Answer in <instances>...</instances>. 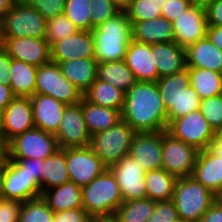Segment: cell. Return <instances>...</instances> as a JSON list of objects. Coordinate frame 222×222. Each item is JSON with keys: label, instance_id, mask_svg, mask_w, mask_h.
I'll return each mask as SVG.
<instances>
[{"label": "cell", "instance_id": "cell-1", "mask_svg": "<svg viewBox=\"0 0 222 222\" xmlns=\"http://www.w3.org/2000/svg\"><path fill=\"white\" fill-rule=\"evenodd\" d=\"M124 95L121 119L135 132L166 130L167 110L156 82L136 81Z\"/></svg>", "mask_w": 222, "mask_h": 222}, {"label": "cell", "instance_id": "cell-2", "mask_svg": "<svg viewBox=\"0 0 222 222\" xmlns=\"http://www.w3.org/2000/svg\"><path fill=\"white\" fill-rule=\"evenodd\" d=\"M98 63L124 60L132 40V25L125 11L92 29Z\"/></svg>", "mask_w": 222, "mask_h": 222}, {"label": "cell", "instance_id": "cell-3", "mask_svg": "<svg viewBox=\"0 0 222 222\" xmlns=\"http://www.w3.org/2000/svg\"><path fill=\"white\" fill-rule=\"evenodd\" d=\"M83 208L95 219H112L123 203L114 174L107 168L81 188Z\"/></svg>", "mask_w": 222, "mask_h": 222}, {"label": "cell", "instance_id": "cell-4", "mask_svg": "<svg viewBox=\"0 0 222 222\" xmlns=\"http://www.w3.org/2000/svg\"><path fill=\"white\" fill-rule=\"evenodd\" d=\"M162 102L167 110V121L187 115L200 109L201 99L190 85L188 68L157 81Z\"/></svg>", "mask_w": 222, "mask_h": 222}, {"label": "cell", "instance_id": "cell-5", "mask_svg": "<svg viewBox=\"0 0 222 222\" xmlns=\"http://www.w3.org/2000/svg\"><path fill=\"white\" fill-rule=\"evenodd\" d=\"M218 198L194 177L186 176L177 179L172 201L179 219L184 222H199Z\"/></svg>", "mask_w": 222, "mask_h": 222}, {"label": "cell", "instance_id": "cell-6", "mask_svg": "<svg viewBox=\"0 0 222 222\" xmlns=\"http://www.w3.org/2000/svg\"><path fill=\"white\" fill-rule=\"evenodd\" d=\"M136 132L121 119L110 128L91 136L90 147L109 168L112 164L129 155Z\"/></svg>", "mask_w": 222, "mask_h": 222}, {"label": "cell", "instance_id": "cell-7", "mask_svg": "<svg viewBox=\"0 0 222 222\" xmlns=\"http://www.w3.org/2000/svg\"><path fill=\"white\" fill-rule=\"evenodd\" d=\"M5 40L30 37L45 39L47 20L28 2L14 3L3 18Z\"/></svg>", "mask_w": 222, "mask_h": 222}, {"label": "cell", "instance_id": "cell-8", "mask_svg": "<svg viewBox=\"0 0 222 222\" xmlns=\"http://www.w3.org/2000/svg\"><path fill=\"white\" fill-rule=\"evenodd\" d=\"M35 94L51 96L66 105L79 103L83 98V92L71 83L62 74L59 65L52 61L38 67Z\"/></svg>", "mask_w": 222, "mask_h": 222}, {"label": "cell", "instance_id": "cell-9", "mask_svg": "<svg viewBox=\"0 0 222 222\" xmlns=\"http://www.w3.org/2000/svg\"><path fill=\"white\" fill-rule=\"evenodd\" d=\"M8 159L45 160L59 149L55 135L33 127L7 143Z\"/></svg>", "mask_w": 222, "mask_h": 222}, {"label": "cell", "instance_id": "cell-10", "mask_svg": "<svg viewBox=\"0 0 222 222\" xmlns=\"http://www.w3.org/2000/svg\"><path fill=\"white\" fill-rule=\"evenodd\" d=\"M166 132L172 137L196 147L199 151L207 149L216 133L200 109L171 120L167 125Z\"/></svg>", "mask_w": 222, "mask_h": 222}, {"label": "cell", "instance_id": "cell-11", "mask_svg": "<svg viewBox=\"0 0 222 222\" xmlns=\"http://www.w3.org/2000/svg\"><path fill=\"white\" fill-rule=\"evenodd\" d=\"M199 150L162 131V168L177 178L192 176Z\"/></svg>", "mask_w": 222, "mask_h": 222}, {"label": "cell", "instance_id": "cell-12", "mask_svg": "<svg viewBox=\"0 0 222 222\" xmlns=\"http://www.w3.org/2000/svg\"><path fill=\"white\" fill-rule=\"evenodd\" d=\"M66 164L70 181L81 188L108 168L90 146L66 148Z\"/></svg>", "mask_w": 222, "mask_h": 222}, {"label": "cell", "instance_id": "cell-13", "mask_svg": "<svg viewBox=\"0 0 222 222\" xmlns=\"http://www.w3.org/2000/svg\"><path fill=\"white\" fill-rule=\"evenodd\" d=\"M109 169L116 178L123 202L147 198L146 171L130 155L124 156Z\"/></svg>", "mask_w": 222, "mask_h": 222}, {"label": "cell", "instance_id": "cell-14", "mask_svg": "<svg viewBox=\"0 0 222 222\" xmlns=\"http://www.w3.org/2000/svg\"><path fill=\"white\" fill-rule=\"evenodd\" d=\"M54 135L59 148L90 146L91 135L84 121L81 102L66 106Z\"/></svg>", "mask_w": 222, "mask_h": 222}, {"label": "cell", "instance_id": "cell-15", "mask_svg": "<svg viewBox=\"0 0 222 222\" xmlns=\"http://www.w3.org/2000/svg\"><path fill=\"white\" fill-rule=\"evenodd\" d=\"M42 197L40 185L16 161L7 158L2 198L25 202Z\"/></svg>", "mask_w": 222, "mask_h": 222}, {"label": "cell", "instance_id": "cell-16", "mask_svg": "<svg viewBox=\"0 0 222 222\" xmlns=\"http://www.w3.org/2000/svg\"><path fill=\"white\" fill-rule=\"evenodd\" d=\"M207 28L206 8L191 6L173 21L174 42L186 49L206 37Z\"/></svg>", "mask_w": 222, "mask_h": 222}, {"label": "cell", "instance_id": "cell-17", "mask_svg": "<svg viewBox=\"0 0 222 222\" xmlns=\"http://www.w3.org/2000/svg\"><path fill=\"white\" fill-rule=\"evenodd\" d=\"M129 155L148 172L162 168V131L136 132Z\"/></svg>", "mask_w": 222, "mask_h": 222}, {"label": "cell", "instance_id": "cell-18", "mask_svg": "<svg viewBox=\"0 0 222 222\" xmlns=\"http://www.w3.org/2000/svg\"><path fill=\"white\" fill-rule=\"evenodd\" d=\"M3 48L11 58L36 67L51 61L50 45L46 39L7 38Z\"/></svg>", "mask_w": 222, "mask_h": 222}, {"label": "cell", "instance_id": "cell-19", "mask_svg": "<svg viewBox=\"0 0 222 222\" xmlns=\"http://www.w3.org/2000/svg\"><path fill=\"white\" fill-rule=\"evenodd\" d=\"M51 61L59 64L72 59L95 58L91 31H81L55 42L51 47Z\"/></svg>", "mask_w": 222, "mask_h": 222}, {"label": "cell", "instance_id": "cell-20", "mask_svg": "<svg viewBox=\"0 0 222 222\" xmlns=\"http://www.w3.org/2000/svg\"><path fill=\"white\" fill-rule=\"evenodd\" d=\"M3 126L7 143L16 135L35 127L30 97L15 96L3 110Z\"/></svg>", "mask_w": 222, "mask_h": 222}, {"label": "cell", "instance_id": "cell-21", "mask_svg": "<svg viewBox=\"0 0 222 222\" xmlns=\"http://www.w3.org/2000/svg\"><path fill=\"white\" fill-rule=\"evenodd\" d=\"M124 61L133 72L136 81L156 82L159 79L150 44L132 39L127 47Z\"/></svg>", "mask_w": 222, "mask_h": 222}, {"label": "cell", "instance_id": "cell-22", "mask_svg": "<svg viewBox=\"0 0 222 222\" xmlns=\"http://www.w3.org/2000/svg\"><path fill=\"white\" fill-rule=\"evenodd\" d=\"M33 108V122L35 127L55 134L62 120L66 104L55 98L43 94L30 97Z\"/></svg>", "mask_w": 222, "mask_h": 222}, {"label": "cell", "instance_id": "cell-23", "mask_svg": "<svg viewBox=\"0 0 222 222\" xmlns=\"http://www.w3.org/2000/svg\"><path fill=\"white\" fill-rule=\"evenodd\" d=\"M192 177L216 196L222 197V157L211 154L207 149L200 150Z\"/></svg>", "mask_w": 222, "mask_h": 222}, {"label": "cell", "instance_id": "cell-24", "mask_svg": "<svg viewBox=\"0 0 222 222\" xmlns=\"http://www.w3.org/2000/svg\"><path fill=\"white\" fill-rule=\"evenodd\" d=\"M159 78L187 68L186 50L175 42L150 44Z\"/></svg>", "mask_w": 222, "mask_h": 222}, {"label": "cell", "instance_id": "cell-25", "mask_svg": "<svg viewBox=\"0 0 222 222\" xmlns=\"http://www.w3.org/2000/svg\"><path fill=\"white\" fill-rule=\"evenodd\" d=\"M185 50L187 68H203L222 73V51L207 36Z\"/></svg>", "mask_w": 222, "mask_h": 222}, {"label": "cell", "instance_id": "cell-26", "mask_svg": "<svg viewBox=\"0 0 222 222\" xmlns=\"http://www.w3.org/2000/svg\"><path fill=\"white\" fill-rule=\"evenodd\" d=\"M132 39L145 44L174 42L173 22L162 16L134 22L132 24Z\"/></svg>", "mask_w": 222, "mask_h": 222}, {"label": "cell", "instance_id": "cell-27", "mask_svg": "<svg viewBox=\"0 0 222 222\" xmlns=\"http://www.w3.org/2000/svg\"><path fill=\"white\" fill-rule=\"evenodd\" d=\"M42 199L54 213L83 208L81 187L72 181L45 190Z\"/></svg>", "mask_w": 222, "mask_h": 222}, {"label": "cell", "instance_id": "cell-28", "mask_svg": "<svg viewBox=\"0 0 222 222\" xmlns=\"http://www.w3.org/2000/svg\"><path fill=\"white\" fill-rule=\"evenodd\" d=\"M98 61L95 58L72 59L60 62L62 74L83 93L96 80Z\"/></svg>", "mask_w": 222, "mask_h": 222}, {"label": "cell", "instance_id": "cell-29", "mask_svg": "<svg viewBox=\"0 0 222 222\" xmlns=\"http://www.w3.org/2000/svg\"><path fill=\"white\" fill-rule=\"evenodd\" d=\"M84 121L89 134L92 136L100 131L106 130L121 120V112L87 101L81 100Z\"/></svg>", "mask_w": 222, "mask_h": 222}, {"label": "cell", "instance_id": "cell-30", "mask_svg": "<svg viewBox=\"0 0 222 222\" xmlns=\"http://www.w3.org/2000/svg\"><path fill=\"white\" fill-rule=\"evenodd\" d=\"M38 67L11 58L10 88L15 96L31 97L35 94Z\"/></svg>", "mask_w": 222, "mask_h": 222}, {"label": "cell", "instance_id": "cell-31", "mask_svg": "<svg viewBox=\"0 0 222 222\" xmlns=\"http://www.w3.org/2000/svg\"><path fill=\"white\" fill-rule=\"evenodd\" d=\"M70 181L67 164L66 148H59L44 160L41 176V191L65 184Z\"/></svg>", "mask_w": 222, "mask_h": 222}, {"label": "cell", "instance_id": "cell-32", "mask_svg": "<svg viewBox=\"0 0 222 222\" xmlns=\"http://www.w3.org/2000/svg\"><path fill=\"white\" fill-rule=\"evenodd\" d=\"M96 79L110 83L124 93L136 83L133 72L124 60L98 63Z\"/></svg>", "mask_w": 222, "mask_h": 222}, {"label": "cell", "instance_id": "cell-33", "mask_svg": "<svg viewBox=\"0 0 222 222\" xmlns=\"http://www.w3.org/2000/svg\"><path fill=\"white\" fill-rule=\"evenodd\" d=\"M124 96L122 90L98 79L83 93V97L87 101L95 105L116 109L120 112L123 109Z\"/></svg>", "mask_w": 222, "mask_h": 222}, {"label": "cell", "instance_id": "cell-34", "mask_svg": "<svg viewBox=\"0 0 222 222\" xmlns=\"http://www.w3.org/2000/svg\"><path fill=\"white\" fill-rule=\"evenodd\" d=\"M177 179L163 168L146 172L147 198L154 201L171 200Z\"/></svg>", "mask_w": 222, "mask_h": 222}, {"label": "cell", "instance_id": "cell-35", "mask_svg": "<svg viewBox=\"0 0 222 222\" xmlns=\"http://www.w3.org/2000/svg\"><path fill=\"white\" fill-rule=\"evenodd\" d=\"M190 85L200 99L222 94V73L203 68H188Z\"/></svg>", "mask_w": 222, "mask_h": 222}, {"label": "cell", "instance_id": "cell-36", "mask_svg": "<svg viewBox=\"0 0 222 222\" xmlns=\"http://www.w3.org/2000/svg\"><path fill=\"white\" fill-rule=\"evenodd\" d=\"M156 201L150 198L123 202L112 220L115 222H147L153 214Z\"/></svg>", "mask_w": 222, "mask_h": 222}, {"label": "cell", "instance_id": "cell-37", "mask_svg": "<svg viewBox=\"0 0 222 222\" xmlns=\"http://www.w3.org/2000/svg\"><path fill=\"white\" fill-rule=\"evenodd\" d=\"M18 222H54V212L42 197L22 202Z\"/></svg>", "mask_w": 222, "mask_h": 222}, {"label": "cell", "instance_id": "cell-38", "mask_svg": "<svg viewBox=\"0 0 222 222\" xmlns=\"http://www.w3.org/2000/svg\"><path fill=\"white\" fill-rule=\"evenodd\" d=\"M65 16L81 31H91L90 0H66Z\"/></svg>", "mask_w": 222, "mask_h": 222}, {"label": "cell", "instance_id": "cell-39", "mask_svg": "<svg viewBox=\"0 0 222 222\" xmlns=\"http://www.w3.org/2000/svg\"><path fill=\"white\" fill-rule=\"evenodd\" d=\"M131 25L134 22L155 19L161 16V6L154 0H130L125 10Z\"/></svg>", "mask_w": 222, "mask_h": 222}, {"label": "cell", "instance_id": "cell-40", "mask_svg": "<svg viewBox=\"0 0 222 222\" xmlns=\"http://www.w3.org/2000/svg\"><path fill=\"white\" fill-rule=\"evenodd\" d=\"M79 29L65 16L58 15L47 20L45 39L50 47L57 41L78 32Z\"/></svg>", "mask_w": 222, "mask_h": 222}, {"label": "cell", "instance_id": "cell-41", "mask_svg": "<svg viewBox=\"0 0 222 222\" xmlns=\"http://www.w3.org/2000/svg\"><path fill=\"white\" fill-rule=\"evenodd\" d=\"M200 111L215 132L222 128V94L202 99Z\"/></svg>", "mask_w": 222, "mask_h": 222}, {"label": "cell", "instance_id": "cell-42", "mask_svg": "<svg viewBox=\"0 0 222 222\" xmlns=\"http://www.w3.org/2000/svg\"><path fill=\"white\" fill-rule=\"evenodd\" d=\"M91 31L121 12L110 0H90Z\"/></svg>", "mask_w": 222, "mask_h": 222}, {"label": "cell", "instance_id": "cell-43", "mask_svg": "<svg viewBox=\"0 0 222 222\" xmlns=\"http://www.w3.org/2000/svg\"><path fill=\"white\" fill-rule=\"evenodd\" d=\"M179 220L174 202L171 200L156 201L153 214L147 222H175Z\"/></svg>", "mask_w": 222, "mask_h": 222}, {"label": "cell", "instance_id": "cell-44", "mask_svg": "<svg viewBox=\"0 0 222 222\" xmlns=\"http://www.w3.org/2000/svg\"><path fill=\"white\" fill-rule=\"evenodd\" d=\"M28 3L48 20L64 14L66 0H30Z\"/></svg>", "mask_w": 222, "mask_h": 222}, {"label": "cell", "instance_id": "cell-45", "mask_svg": "<svg viewBox=\"0 0 222 222\" xmlns=\"http://www.w3.org/2000/svg\"><path fill=\"white\" fill-rule=\"evenodd\" d=\"M191 7L188 0H166L161 6V16L173 22Z\"/></svg>", "mask_w": 222, "mask_h": 222}, {"label": "cell", "instance_id": "cell-46", "mask_svg": "<svg viewBox=\"0 0 222 222\" xmlns=\"http://www.w3.org/2000/svg\"><path fill=\"white\" fill-rule=\"evenodd\" d=\"M22 202L0 198V222H18Z\"/></svg>", "mask_w": 222, "mask_h": 222}, {"label": "cell", "instance_id": "cell-47", "mask_svg": "<svg viewBox=\"0 0 222 222\" xmlns=\"http://www.w3.org/2000/svg\"><path fill=\"white\" fill-rule=\"evenodd\" d=\"M54 222H95V219L84 208H77L54 213Z\"/></svg>", "mask_w": 222, "mask_h": 222}, {"label": "cell", "instance_id": "cell-48", "mask_svg": "<svg viewBox=\"0 0 222 222\" xmlns=\"http://www.w3.org/2000/svg\"><path fill=\"white\" fill-rule=\"evenodd\" d=\"M16 161L25 171L32 176L41 188V176L44 168V160L42 159H10Z\"/></svg>", "mask_w": 222, "mask_h": 222}, {"label": "cell", "instance_id": "cell-49", "mask_svg": "<svg viewBox=\"0 0 222 222\" xmlns=\"http://www.w3.org/2000/svg\"><path fill=\"white\" fill-rule=\"evenodd\" d=\"M207 22L211 26H222V0H216L206 8Z\"/></svg>", "mask_w": 222, "mask_h": 222}, {"label": "cell", "instance_id": "cell-50", "mask_svg": "<svg viewBox=\"0 0 222 222\" xmlns=\"http://www.w3.org/2000/svg\"><path fill=\"white\" fill-rule=\"evenodd\" d=\"M11 57L4 48H0V83L10 85Z\"/></svg>", "mask_w": 222, "mask_h": 222}, {"label": "cell", "instance_id": "cell-51", "mask_svg": "<svg viewBox=\"0 0 222 222\" xmlns=\"http://www.w3.org/2000/svg\"><path fill=\"white\" fill-rule=\"evenodd\" d=\"M199 222H222V197H219Z\"/></svg>", "mask_w": 222, "mask_h": 222}, {"label": "cell", "instance_id": "cell-52", "mask_svg": "<svg viewBox=\"0 0 222 222\" xmlns=\"http://www.w3.org/2000/svg\"><path fill=\"white\" fill-rule=\"evenodd\" d=\"M206 36L222 51V26L208 25Z\"/></svg>", "mask_w": 222, "mask_h": 222}, {"label": "cell", "instance_id": "cell-53", "mask_svg": "<svg viewBox=\"0 0 222 222\" xmlns=\"http://www.w3.org/2000/svg\"><path fill=\"white\" fill-rule=\"evenodd\" d=\"M15 98L9 85L0 83V110H4L6 106Z\"/></svg>", "mask_w": 222, "mask_h": 222}, {"label": "cell", "instance_id": "cell-54", "mask_svg": "<svg viewBox=\"0 0 222 222\" xmlns=\"http://www.w3.org/2000/svg\"><path fill=\"white\" fill-rule=\"evenodd\" d=\"M207 150L217 157H222V128L216 131L215 138L208 144Z\"/></svg>", "mask_w": 222, "mask_h": 222}, {"label": "cell", "instance_id": "cell-55", "mask_svg": "<svg viewBox=\"0 0 222 222\" xmlns=\"http://www.w3.org/2000/svg\"><path fill=\"white\" fill-rule=\"evenodd\" d=\"M14 2L12 0H0V18L3 19L7 12L11 9Z\"/></svg>", "mask_w": 222, "mask_h": 222}, {"label": "cell", "instance_id": "cell-56", "mask_svg": "<svg viewBox=\"0 0 222 222\" xmlns=\"http://www.w3.org/2000/svg\"><path fill=\"white\" fill-rule=\"evenodd\" d=\"M8 149L7 142L0 138V162H7Z\"/></svg>", "mask_w": 222, "mask_h": 222}, {"label": "cell", "instance_id": "cell-57", "mask_svg": "<svg viewBox=\"0 0 222 222\" xmlns=\"http://www.w3.org/2000/svg\"><path fill=\"white\" fill-rule=\"evenodd\" d=\"M216 0H188L191 6L207 8Z\"/></svg>", "mask_w": 222, "mask_h": 222}, {"label": "cell", "instance_id": "cell-58", "mask_svg": "<svg viewBox=\"0 0 222 222\" xmlns=\"http://www.w3.org/2000/svg\"><path fill=\"white\" fill-rule=\"evenodd\" d=\"M113 5L119 8L121 11H125L128 7L130 0H110Z\"/></svg>", "mask_w": 222, "mask_h": 222}, {"label": "cell", "instance_id": "cell-59", "mask_svg": "<svg viewBox=\"0 0 222 222\" xmlns=\"http://www.w3.org/2000/svg\"><path fill=\"white\" fill-rule=\"evenodd\" d=\"M7 162H0V198H2L3 178Z\"/></svg>", "mask_w": 222, "mask_h": 222}, {"label": "cell", "instance_id": "cell-60", "mask_svg": "<svg viewBox=\"0 0 222 222\" xmlns=\"http://www.w3.org/2000/svg\"><path fill=\"white\" fill-rule=\"evenodd\" d=\"M5 44L4 25L3 19L0 18V48H3Z\"/></svg>", "mask_w": 222, "mask_h": 222}, {"label": "cell", "instance_id": "cell-61", "mask_svg": "<svg viewBox=\"0 0 222 222\" xmlns=\"http://www.w3.org/2000/svg\"><path fill=\"white\" fill-rule=\"evenodd\" d=\"M0 138L4 139L3 111L0 110Z\"/></svg>", "mask_w": 222, "mask_h": 222}, {"label": "cell", "instance_id": "cell-62", "mask_svg": "<svg viewBox=\"0 0 222 222\" xmlns=\"http://www.w3.org/2000/svg\"><path fill=\"white\" fill-rule=\"evenodd\" d=\"M95 222H115L112 219H99V220H95Z\"/></svg>", "mask_w": 222, "mask_h": 222}, {"label": "cell", "instance_id": "cell-63", "mask_svg": "<svg viewBox=\"0 0 222 222\" xmlns=\"http://www.w3.org/2000/svg\"><path fill=\"white\" fill-rule=\"evenodd\" d=\"M155 3L159 6H162L166 0H154Z\"/></svg>", "mask_w": 222, "mask_h": 222}, {"label": "cell", "instance_id": "cell-64", "mask_svg": "<svg viewBox=\"0 0 222 222\" xmlns=\"http://www.w3.org/2000/svg\"><path fill=\"white\" fill-rule=\"evenodd\" d=\"M14 3L29 2L30 0H12Z\"/></svg>", "mask_w": 222, "mask_h": 222}, {"label": "cell", "instance_id": "cell-65", "mask_svg": "<svg viewBox=\"0 0 222 222\" xmlns=\"http://www.w3.org/2000/svg\"><path fill=\"white\" fill-rule=\"evenodd\" d=\"M175 222H184V221H182L181 219H179V220H177V221H175Z\"/></svg>", "mask_w": 222, "mask_h": 222}]
</instances>
